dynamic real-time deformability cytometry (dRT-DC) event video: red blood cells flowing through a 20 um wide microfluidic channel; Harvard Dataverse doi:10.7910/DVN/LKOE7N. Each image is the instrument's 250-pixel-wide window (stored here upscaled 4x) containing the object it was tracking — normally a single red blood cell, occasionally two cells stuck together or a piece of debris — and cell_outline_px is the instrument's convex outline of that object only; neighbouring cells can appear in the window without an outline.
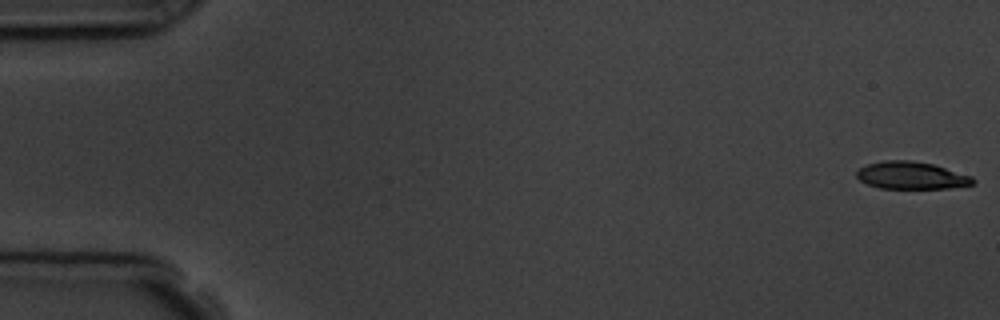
{"species": "common noctule bat (a hibernating species)", "species_latin": "Nyctalus noctula", "temperature_condition": "room temperature", "stored_images_in_passage": 6, "camera_frame_rate_fps": 3000, "um_per_image_px": 0.085, "animal": {"sex": "male", "body_mass_g": 19.5, "forearm_length_mm": 54.6}, "frame": {"image": 1, "passage_image": 1, "time_ms": 0.0, "image_size_px": [1000, 320], "cell_outline_px": [[976, 180], [972, 184], [948, 188], [880, 188], [868, 184], [860, 180], [856, 176], [856, 172], [860, 168], [868, 164], [884, 160], [912, 160], [932, 164], [972, 176]], "centroid_in_image_um": [77.45, 14.91], "position_along_channel_um": 7.5, "area_um2": 18.38}}
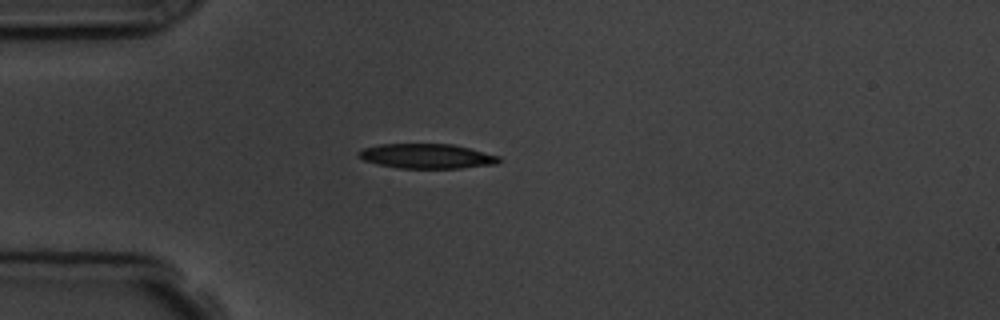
{"frame": {"image": 2, "passage_image": 5, "time_ms": 4.667, "image_size_px": [1000, 320], "cell_outline_px": [[500, 160], [496, 164], [460, 168], [396, 168], [376, 164], [364, 160], [356, 156], [356, 152], [364, 148], [380, 144], [452, 144], [500, 156]], "centroid_in_image_um": [36.22, 13.27], "position_along_channel_um": 48.8, "area_um2": 20.23}}